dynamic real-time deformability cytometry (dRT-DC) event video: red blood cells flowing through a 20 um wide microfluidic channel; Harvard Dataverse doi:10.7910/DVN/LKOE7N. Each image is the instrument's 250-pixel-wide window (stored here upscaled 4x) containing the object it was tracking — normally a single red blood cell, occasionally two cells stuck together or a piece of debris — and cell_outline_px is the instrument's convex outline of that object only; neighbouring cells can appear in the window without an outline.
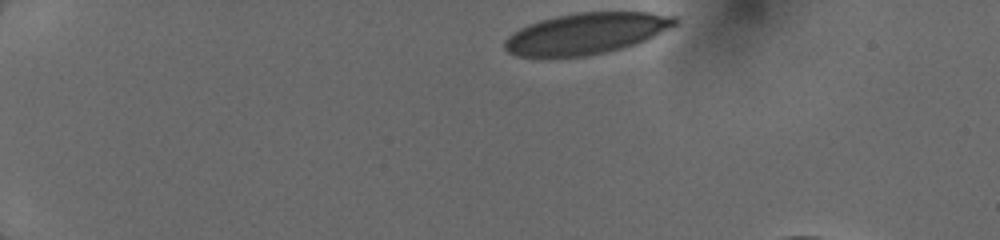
{"species": "human", "species_latin": "Homo sapiens", "temperature_condition": "cold", "stored_images_in_passage": 58, "camera_frame_rate_fps": 3000, "um_per_image_px": 0.085, "donor": {"sex": "female"}, "frame": {"image": 1, "passage_image": 1, "time_ms": 0.0, "image_size_px": [1000, 240], "cell_outline_px": [[676, 24], [636, 44], [604, 52], [584, 56], [516, 56], [508, 52], [504, 48], [504, 40], [508, 36], [520, 28], [528, 24], [540, 20], [556, 16], [576, 12], [648, 12], [676, 16]], "centroid_in_image_um": [49.79, 2.83], "position_along_channel_um": 35.2, "area_um2": 40.34}}
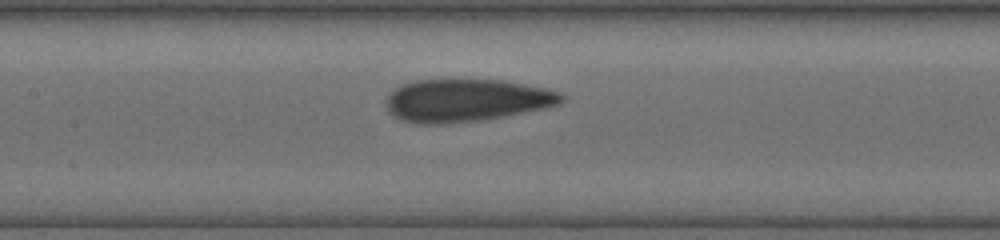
{"frame": {"image": 2, "passage_image": 18, "time_ms": 5.333, "image_size_px": [1000, 240], "cell_outline_px": [[564, 100], [560, 104], [544, 108], [504, 116], [480, 120], [444, 124], [416, 124], [400, 120], [392, 116], [388, 108], [388, 96], [400, 84], [416, 80], [500, 80], [524, 84], [544, 88], [560, 92], [564, 96]], "centroid_in_image_um": [39.62, 8.54], "position_along_channel_um": 167.8, "area_um2": 43.41}}
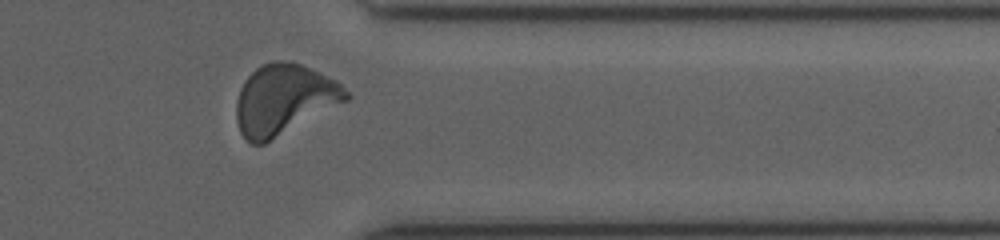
{"frame": {"image": 3, "passage_image": 47, "time_ms": 10.667, "image_size_px": [1000, 240], "cell_outline_px": [[352, 96], [348, 100], [264, 144], [252, 144], [240, 132], [236, 120], [236, 104], [240, 88], [244, 80], [256, 68], [272, 60], [280, 60], [300, 64], [320, 72], [336, 80]], "centroid_in_image_um": [24.13, 8.45], "position_along_channel_um": 387.3, "area_um2": 44.74}}